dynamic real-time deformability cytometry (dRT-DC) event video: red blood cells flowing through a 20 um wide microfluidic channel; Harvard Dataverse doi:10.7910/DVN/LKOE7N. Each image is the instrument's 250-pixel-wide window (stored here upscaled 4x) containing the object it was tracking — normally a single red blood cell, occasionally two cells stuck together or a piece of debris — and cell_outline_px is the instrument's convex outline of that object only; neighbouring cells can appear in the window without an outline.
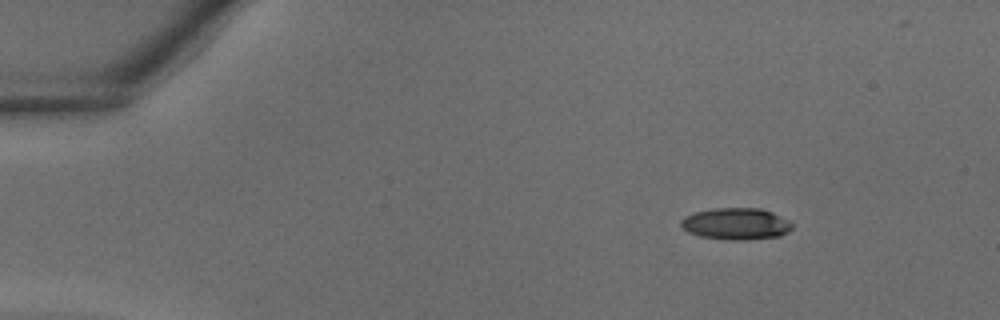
{"species": "common noctule bat (a hibernating species)", "species_latin": "Nyctalus noctula", "temperature_condition": "warm", "stored_images_in_passage": 31, "camera_frame_rate_fps": 3000, "um_per_image_px": 0.085, "animal": {"sex": "male", "body_mass_g": 18.8}, "frame": {"image": 1, "passage_image": 1, "time_ms": 0.0, "image_size_px": [1000, 320], "cell_outline_px": [[792, 228], [788, 232], [780, 236], [748, 240], [732, 240], [700, 236], [688, 232], [680, 224], [680, 220], [684, 216], [692, 212], [712, 208], [760, 208], [772, 212], [788, 220], [792, 224]], "centroid_in_image_um": [62.54, 19.02], "position_along_channel_um": 22.5, "area_um2": 20.69}}
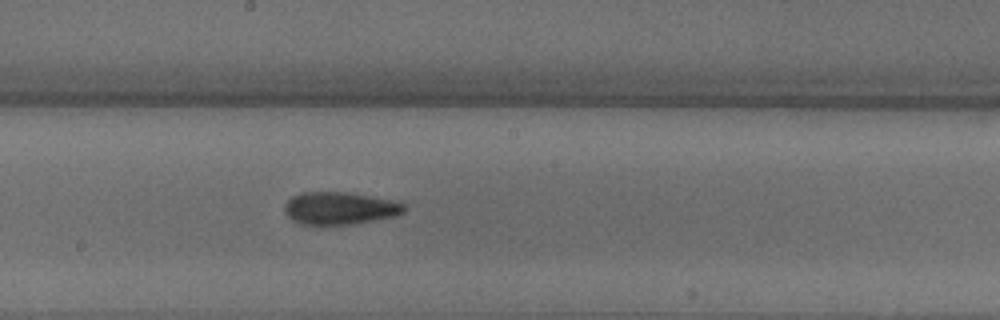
{"frame": {"image": 2, "passage_image": 17, "time_ms": 5.333, "image_size_px": [1000, 320], "cell_outline_px": [[408, 208], [404, 212], [396, 216], [352, 224], [300, 224], [292, 220], [284, 212], [284, 204], [292, 196], [300, 192], [344, 192], [396, 200], [404, 204]], "centroid_in_image_um": [28.89, 17.69], "position_along_channel_um": 219.3, "area_um2": 22.77}}
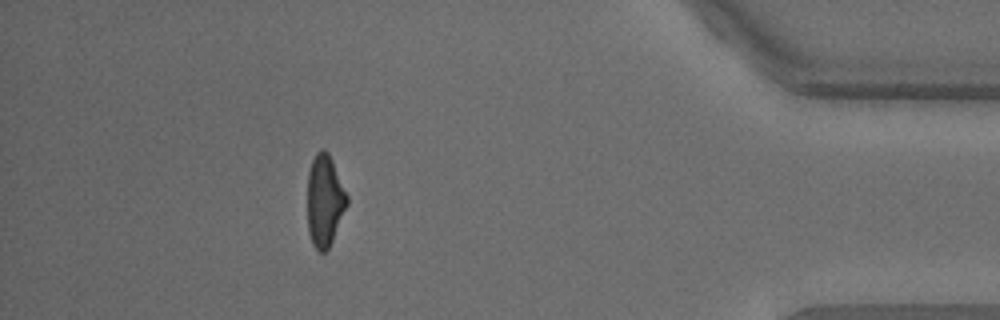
{"frame": {"image": 3, "passage_image": 30, "time_ms": 9.667, "image_size_px": [1000, 320], "cell_outline_px": [[348, 204], [332, 240], [328, 248], [324, 252], [320, 252], [312, 244], [308, 232], [308, 172], [312, 160], [316, 152], [320, 148], [324, 148], [328, 152], [332, 160], [348, 196]], "centroid_in_image_um": [27.59, 17.03], "position_along_channel_um": 407.6, "area_um2": 21.1}}